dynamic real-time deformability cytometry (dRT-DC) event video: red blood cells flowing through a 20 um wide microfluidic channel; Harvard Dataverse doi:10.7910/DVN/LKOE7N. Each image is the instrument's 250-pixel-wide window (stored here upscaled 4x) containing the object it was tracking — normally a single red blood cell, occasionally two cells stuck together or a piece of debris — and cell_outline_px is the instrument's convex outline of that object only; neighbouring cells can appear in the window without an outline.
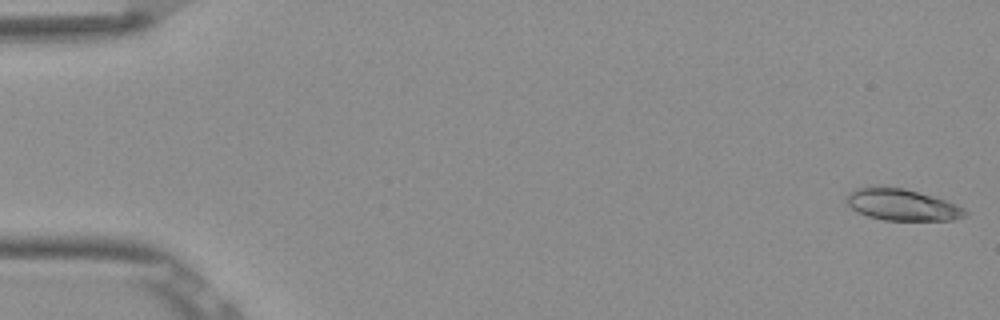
{"species": "Egyptian fruit bat (a non-hibernating species)", "species_latin": "Rousettus aegyptiacus", "temperature_condition": "room temperature", "stored_images_in_passage": 52, "camera_frame_rate_fps": 3000, "um_per_image_px": 0.085, "frame": {"image": 1, "passage_image": 1, "time_ms": 0.0, "image_size_px": [1000, 320], "cell_outline_px": [[968, 212], [964, 216], [952, 220], [884, 220], [868, 216], [856, 212], [848, 204], [848, 192], [856, 188], [904, 188], [936, 196], [956, 204], [964, 208]], "centroid_in_image_um": [76.72, 17.42], "position_along_channel_um": 8.3, "area_um2": 21.5}}
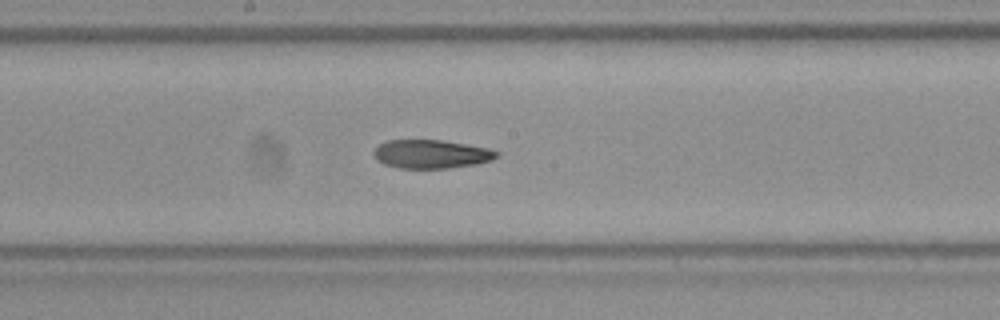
{"frame": {"image": 2, "passage_image": 28, "time_ms": 9.0, "image_size_px": [1000, 320], "cell_outline_px": [[500, 156], [492, 160], [476, 164], [448, 168], [400, 168], [384, 164], [372, 152], [380, 144], [388, 140], [440, 140], [488, 148], [500, 152]], "centroid_in_image_um": [36.7, 13.1], "position_along_channel_um": 211.5, "area_um2": 20.29}}
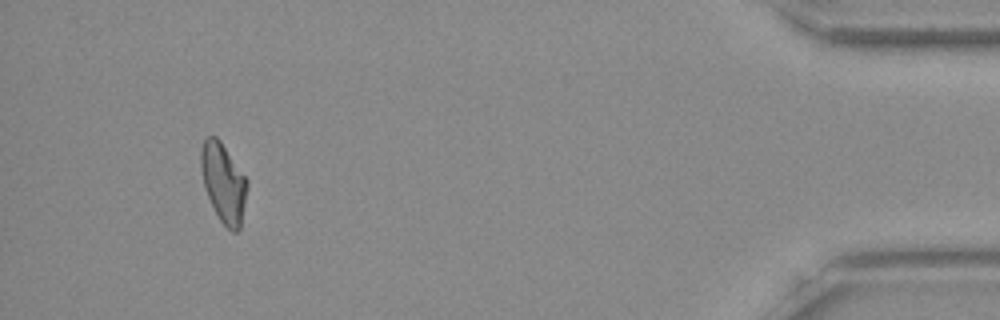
{"frame": {"image": 3, "passage_image": 49, "time_ms": 16.0, "image_size_px": [1000, 320], "cell_outline_px": [[248, 184], [240, 228], [236, 232], [232, 232], [220, 220], [208, 196], [204, 184], [200, 168], [200, 152], [204, 140], [208, 136], [216, 136], [220, 140], [248, 180]], "centroid_in_image_um": [18.99, 15.51], "position_along_channel_um": 416.2, "area_um2": 21.04}, "authors_computed_cell_mechanics": {"area_um2": 21.5594, "velocity_mm_per_s": 3.8897, "shape_relaxation_time_tau1_ms": null, "shape_relaxation_time_tau2_ms": 5.0252, "deformation_change_tau1": null, "deformation_change_tau2": 0.13}}